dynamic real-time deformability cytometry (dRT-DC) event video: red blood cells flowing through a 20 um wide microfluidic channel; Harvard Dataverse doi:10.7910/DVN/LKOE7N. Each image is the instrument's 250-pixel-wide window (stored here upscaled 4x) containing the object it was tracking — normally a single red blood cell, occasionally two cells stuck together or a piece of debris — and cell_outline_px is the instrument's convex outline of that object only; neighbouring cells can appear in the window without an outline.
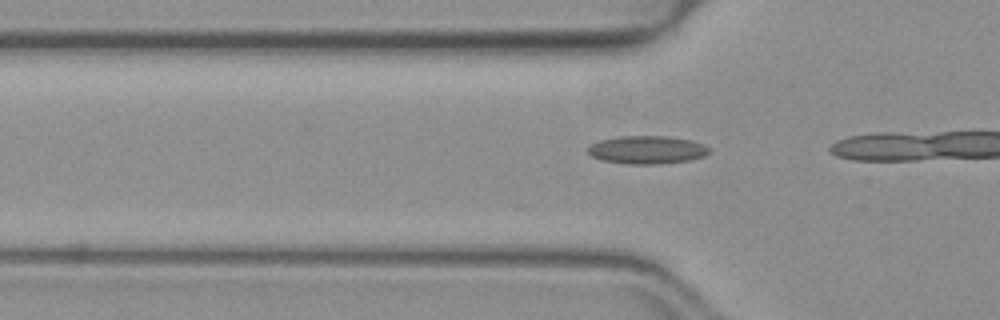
{"species": "common noctule bat (a hibernating species)", "species_latin": "Nyctalus noctula", "temperature_condition": "warm", "stored_images_in_passage": 5, "camera_frame_rate_fps": 3000, "um_per_image_px": 0.085, "animal": {"sex": "female", "body_mass_g": 19.3, "forearm_length_mm": 54.1}, "frame": {"image": 1, "passage_image": 3, "time_ms": 0.667, "image_size_px": [1000, 320], "cell_outline_px": [[712, 148], [704, 156], [688, 160], [660, 164], [628, 164], [600, 160], [592, 156], [588, 152], [588, 148], [592, 144], [600, 140], [620, 136], [668, 136], [692, 140], [704, 144]], "centroid_in_image_um": [55.02, 12.73], "position_along_channel_um": 70.8, "area_um2": 19.88}}